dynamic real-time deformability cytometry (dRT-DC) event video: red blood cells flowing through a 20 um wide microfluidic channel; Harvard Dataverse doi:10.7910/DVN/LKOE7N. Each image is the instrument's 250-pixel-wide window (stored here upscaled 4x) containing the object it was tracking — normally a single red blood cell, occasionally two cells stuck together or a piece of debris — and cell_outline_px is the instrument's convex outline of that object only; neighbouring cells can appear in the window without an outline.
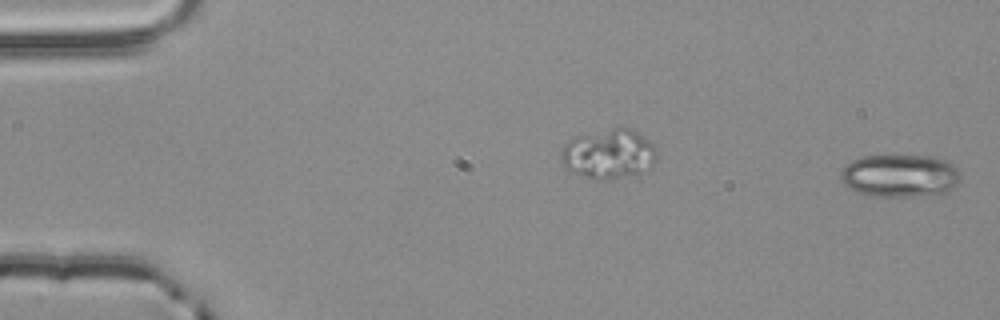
{"species": "common noctule bat (a hibernating species)", "species_latin": "Nyctalus noctula", "temperature_condition": "room temperature", "stored_images_in_passage": 3, "segment_of_instrument_passage": [2, 2], "camera_frame_rate_fps": 3000, "um_per_image_px": 0.085, "animal": {"sex": "male", "body_mass_g": 20.4}, "frame": {"image": 1, "passage_image": 3, "time_ms": 0.667, "image_size_px": [1000, 320], "cell_outline_px": [[960, 180], [952, 188], [944, 192], [920, 196], [876, 196], [856, 192], [844, 184], [840, 180], [840, 172], [852, 160], [864, 156], [928, 156], [944, 160], [952, 164], [960, 172]], "centroid_in_image_um": [76.48, 14.94], "position_along_channel_um": 8.5, "area_um2": 29.59}}